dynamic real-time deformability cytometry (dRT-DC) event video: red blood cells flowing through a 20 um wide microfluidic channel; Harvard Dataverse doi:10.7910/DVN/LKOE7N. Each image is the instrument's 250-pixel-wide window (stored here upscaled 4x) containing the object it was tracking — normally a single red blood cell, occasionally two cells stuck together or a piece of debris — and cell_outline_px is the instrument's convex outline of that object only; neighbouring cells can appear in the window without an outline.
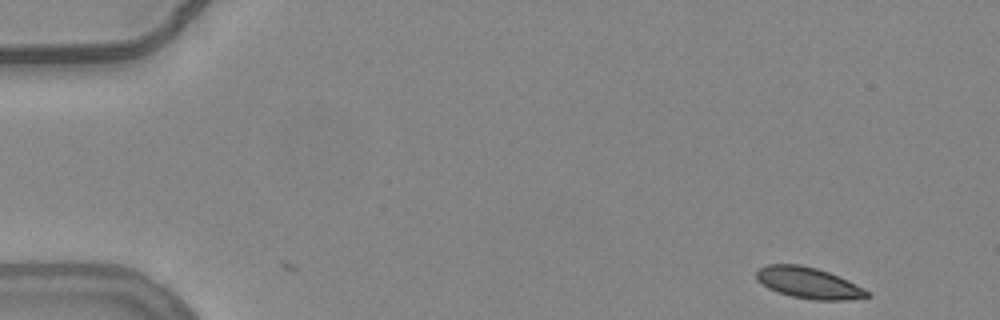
{"species": "common noctule bat (a hibernating species)", "species_latin": "Nyctalus noctula", "temperature_condition": "warm", "stored_images_in_passage": 51, "camera_frame_rate_fps": 3000, "um_per_image_px": 0.085, "animal": {"sex": "female", "body_mass_g": 24.6, "forearm_length_mm": 56.2}, "frame": {"image": 1, "passage_image": 1, "time_ms": 0.0, "image_size_px": [1000, 320], "cell_outline_px": [[872, 296], [844, 300], [816, 300], [792, 296], [768, 288], [756, 280], [756, 268], [768, 264], [800, 264], [816, 268], [828, 272], [848, 280], [864, 288]], "centroid_in_image_um": [68.7, 24.03], "position_along_channel_um": 16.3, "area_um2": 20.06}}
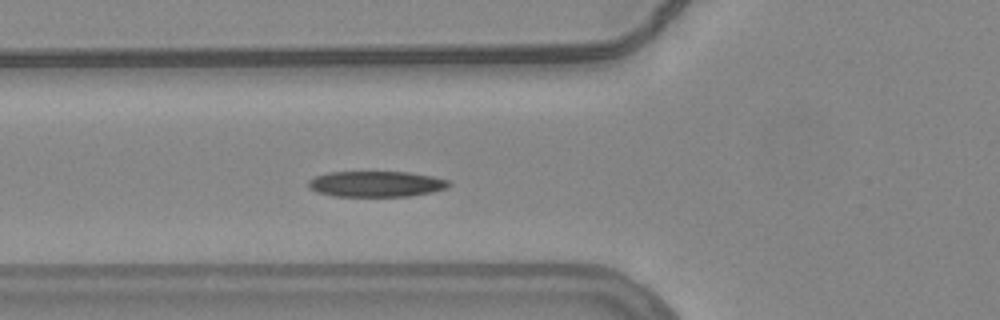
{"frame": {"image": 2, "passage_image": 17, "time_ms": 5.333, "image_size_px": [1000, 320], "cell_outline_px": [[452, 184], [448, 188], [432, 192], [408, 196], [332, 196], [316, 192], [308, 188], [308, 180], [316, 176], [328, 172], [408, 172], [432, 176], [448, 180]], "centroid_in_image_um": [31.96, 15.64], "position_along_channel_um": 93.8, "area_um2": 21.21}}
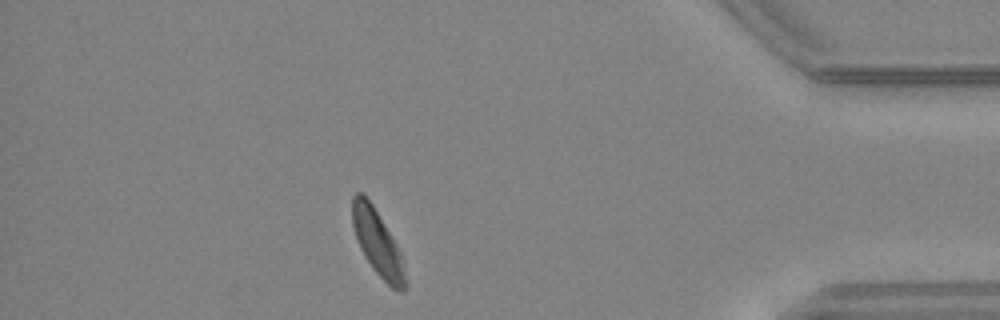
{"frame": {"image": 3, "passage_image": 45, "time_ms": 14.667, "image_size_px": [1000, 320], "cell_outline_px": [[408, 284], [404, 292], [400, 292], [392, 288], [372, 268], [364, 256], [360, 248], [352, 224], [352, 196], [356, 192], [360, 192], [372, 204], [396, 244], [404, 260]], "centroid_in_image_um": [32.12, 20.72], "position_along_channel_um": 403.1, "area_um2": 20.17}, "authors_computed_cell_mechanics": {"area_um2": 21.097, "velocity_mm_per_s": 3.7574, "shape_relaxation_time_tau1_ms": 4.8193, "shape_relaxation_time_tau2_ms": 2.9427, "deformation_change_tau1": 0.1399, "deformation_change_tau2": 0.0929}}